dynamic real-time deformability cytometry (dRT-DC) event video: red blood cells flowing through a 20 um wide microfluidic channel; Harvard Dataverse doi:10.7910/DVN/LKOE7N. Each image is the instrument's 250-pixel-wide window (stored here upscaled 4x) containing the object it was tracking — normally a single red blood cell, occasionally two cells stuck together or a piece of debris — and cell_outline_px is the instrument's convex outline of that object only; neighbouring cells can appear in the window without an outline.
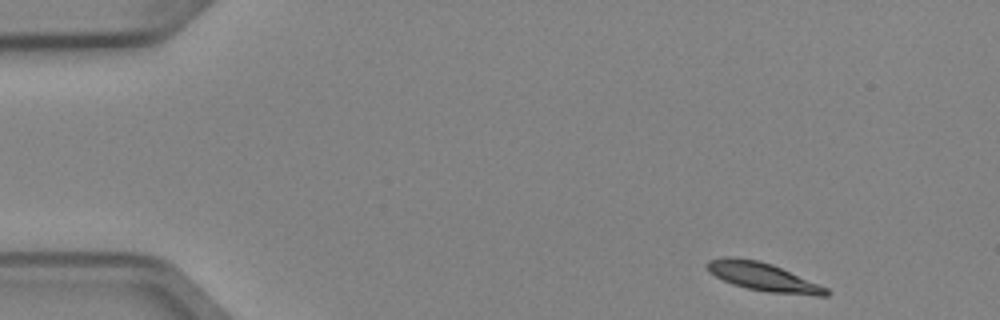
{"species": "Egyptian fruit bat (a non-hibernating species)", "species_latin": "Rousettus aegyptiacus", "temperature_condition": "cold", "stored_images_in_passage": 4, "camera_frame_rate_fps": 3000, "um_per_image_px": 0.085, "animal": {"sex": "female"}, "frame": {"image": 1, "passage_image": 1, "time_ms": 0.0, "image_size_px": [1000, 320], "cell_outline_px": [[832, 292], [828, 296], [816, 296], [768, 292], [748, 288], [732, 284], [708, 272], [704, 264], [708, 260], [724, 256], [732, 256], [756, 260], [772, 264], [828, 288]], "centroid_in_image_um": [64.85, 23.53], "position_along_channel_um": 20.2, "area_um2": 19.77}}
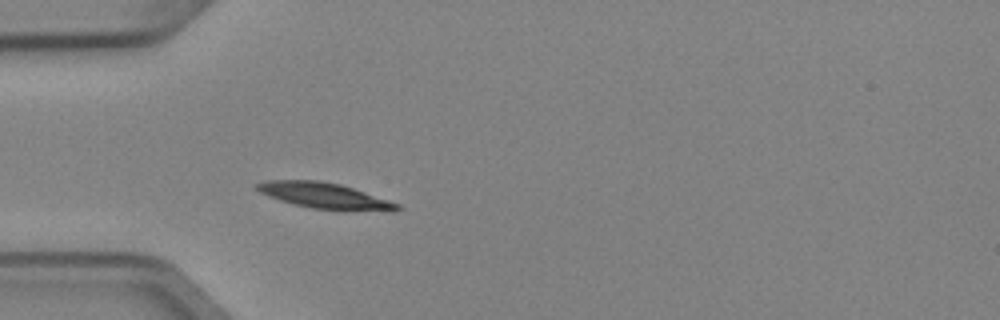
{"frame": {"image": 2, "passage_image": 4, "time_ms": 1.0, "image_size_px": [1000, 320], "cell_outline_px": [[400, 208], [396, 212], [392, 212], [312, 208], [292, 204], [268, 196], [260, 192], [256, 188], [256, 184], [268, 180], [320, 180], [340, 184], [400, 204]], "centroid_in_image_um": [27.61, 16.64], "position_along_channel_um": 57.4, "area_um2": 20.92}}